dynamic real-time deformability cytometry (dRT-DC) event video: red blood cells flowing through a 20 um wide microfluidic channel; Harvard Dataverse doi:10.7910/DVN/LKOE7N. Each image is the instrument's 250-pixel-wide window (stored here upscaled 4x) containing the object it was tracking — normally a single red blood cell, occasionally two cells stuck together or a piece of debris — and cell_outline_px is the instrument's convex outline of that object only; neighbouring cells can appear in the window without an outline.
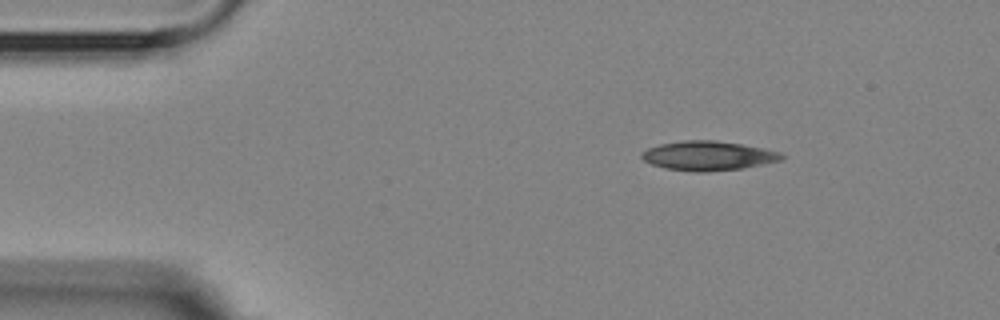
{"species": "Egyptian fruit bat (a non-hibernating species)", "species_latin": "Rousettus aegyptiacus", "temperature_condition": "room temperature", "stored_images_in_passage": 4, "camera_frame_rate_fps": 3000, "um_per_image_px": 0.085, "animal": {"sex": "female"}, "frame": {"image": 1, "passage_image": 1, "time_ms": 0.0, "image_size_px": [1000, 320], "cell_outline_px": [[784, 156], [780, 160], [744, 168], [708, 172], [696, 172], [664, 168], [652, 164], [644, 160], [640, 156], [640, 152], [648, 148], [660, 144], [684, 140], [716, 140], [764, 148], [780, 152]], "centroid_in_image_um": [60.16, 13.24], "position_along_channel_um": 24.8, "area_um2": 23.93}}
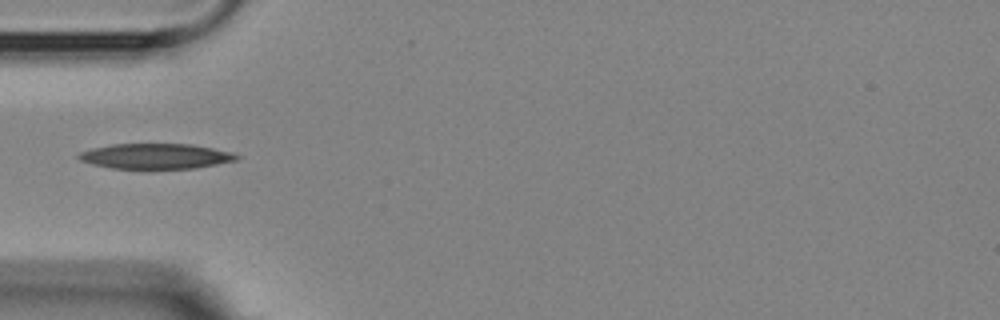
{"frame": {"image": 2, "passage_image": 4, "time_ms": 3.0, "image_size_px": [1000, 320], "cell_outline_px": [[240, 156], [236, 160], [196, 168], [112, 168], [92, 164], [80, 160], [76, 156], [80, 152], [92, 148], [112, 144], [192, 144], [232, 152]], "centroid_in_image_um": [13.22, 13.27], "position_along_channel_um": 71.8, "area_um2": 23.06}}